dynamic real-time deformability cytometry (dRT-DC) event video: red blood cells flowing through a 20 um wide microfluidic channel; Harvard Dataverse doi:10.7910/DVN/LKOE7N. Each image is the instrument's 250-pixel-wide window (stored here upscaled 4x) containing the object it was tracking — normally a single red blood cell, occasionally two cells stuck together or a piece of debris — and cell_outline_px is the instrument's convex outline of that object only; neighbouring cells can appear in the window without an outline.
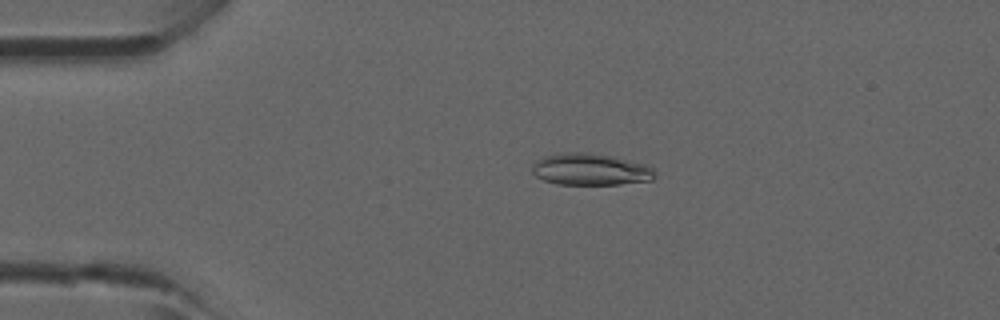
{"species": "common noctule bat (a hibernating species)", "species_latin": "Nyctalus noctula", "temperature_condition": "room temperature", "stored_images_in_passage": 46, "camera_frame_rate_fps": 3000, "um_per_image_px": 0.085, "animal": {"sex": "male", "forearm_length_mm": 52.5}, "frame": {"image": 1, "passage_image": 10, "time_ms": 3.0, "image_size_px": [1000, 320], "cell_outline_px": [[656, 176], [652, 180], [620, 184], [556, 184], [544, 180], [536, 176], [532, 172], [532, 164], [536, 160], [544, 156], [560, 152], [592, 152], [612, 156], [644, 164], [652, 168], [656, 172]], "centroid_in_image_um": [50.16, 14.39], "position_along_channel_um": 34.8, "area_um2": 22.89}}
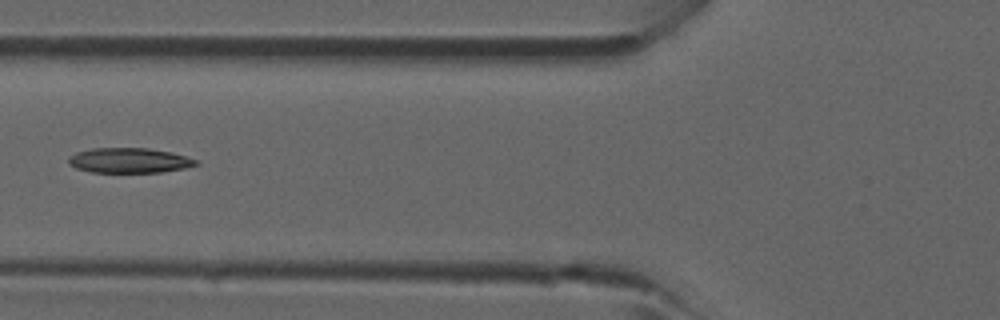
{"frame": {"image": 2, "passage_image": 18, "time_ms": 5.667, "image_size_px": [1000, 320], "cell_outline_px": [[200, 164], [184, 168], [160, 172], [92, 172], [76, 168], [68, 164], [68, 156], [76, 152], [92, 148], [148, 148], [172, 152], [196, 160]], "centroid_in_image_um": [10.95, 13.63], "position_along_channel_um": 114.9, "area_um2": 18.55}}
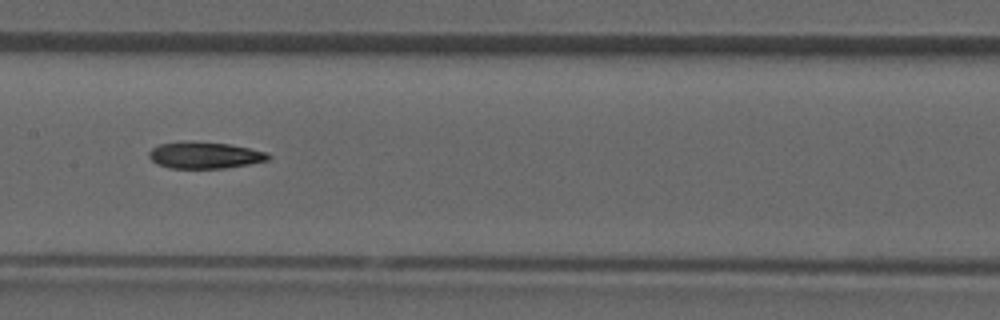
{"frame": {"image": 3, "passage_image": 23, "time_ms": 7.333, "image_size_px": [1000, 320], "cell_outline_px": [[272, 156], [268, 160], [248, 164], [224, 168], [172, 168], [156, 164], [148, 156], [148, 152], [152, 148], [160, 144], [180, 140], [188, 140], [228, 144], [268, 152]], "centroid_in_image_um": [17.37, 13.18], "position_along_channel_um": 190.0, "area_um2": 18.67}}